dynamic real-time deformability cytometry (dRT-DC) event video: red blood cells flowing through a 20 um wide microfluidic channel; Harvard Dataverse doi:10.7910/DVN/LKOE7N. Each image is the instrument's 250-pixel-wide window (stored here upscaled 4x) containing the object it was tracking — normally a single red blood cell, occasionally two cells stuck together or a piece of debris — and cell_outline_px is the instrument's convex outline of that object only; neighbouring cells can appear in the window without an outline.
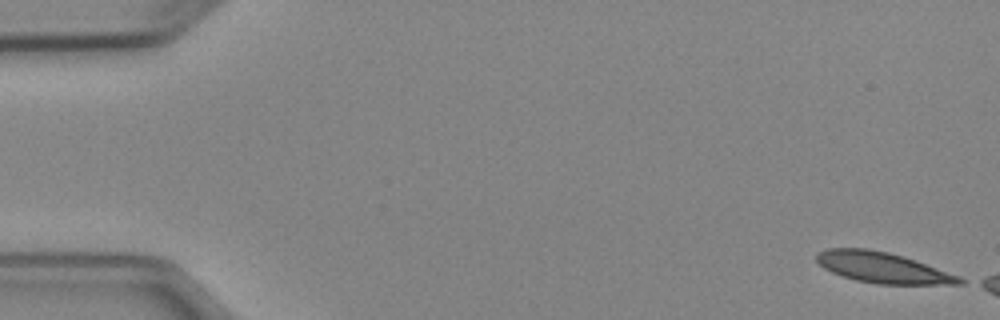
{"species": "Egyptian fruit bat (a non-hibernating species)", "species_latin": "Rousettus aegyptiacus", "temperature_condition": "cold", "stored_images_in_passage": 3, "camera_frame_rate_fps": 3000, "um_per_image_px": 0.085, "animal": {"sex": "female"}, "frame": {"image": 1, "passage_image": 1, "time_ms": 0.0, "image_size_px": [1000, 320], "cell_outline_px": [[968, 280], [964, 284], [880, 284], [856, 280], [832, 272], [824, 268], [816, 260], [816, 252], [828, 248], [868, 248], [888, 252], [904, 256], [916, 260], [960, 276]], "centroid_in_image_um": [75.06, 22.74], "position_along_channel_um": 9.9, "area_um2": 25.66}}